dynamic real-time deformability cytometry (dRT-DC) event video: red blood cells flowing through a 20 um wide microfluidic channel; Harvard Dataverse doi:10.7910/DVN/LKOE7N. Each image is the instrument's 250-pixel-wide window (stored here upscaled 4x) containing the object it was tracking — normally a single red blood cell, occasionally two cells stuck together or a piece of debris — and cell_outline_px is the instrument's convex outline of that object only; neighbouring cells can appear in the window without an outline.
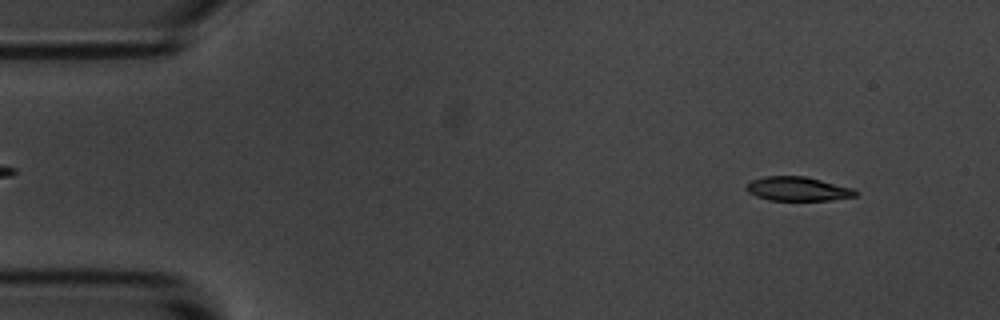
{"species": "common noctule bat (a hibernating species)", "species_latin": "Nyctalus noctula", "temperature_condition": "room temperature", "stored_images_in_passage": 5, "segment_of_instrument_passage": [1, 2], "camera_frame_rate_fps": 3000, "um_per_image_px": 0.085, "animal": {"sex": "male", "body_mass_g": 20.1, "forearm_length_mm": 53.5}, "frame": {"image": 1, "passage_image": 1, "time_ms": 0.0, "image_size_px": [1000, 320], "cell_outline_px": [[860, 192], [856, 196], [832, 200], [768, 200], [756, 196], [748, 192], [744, 188], [752, 180], [764, 176], [804, 176], [852, 188]], "centroid_in_image_um": [67.8, 16.06], "position_along_channel_um": 17.2, "area_um2": 15.26}}
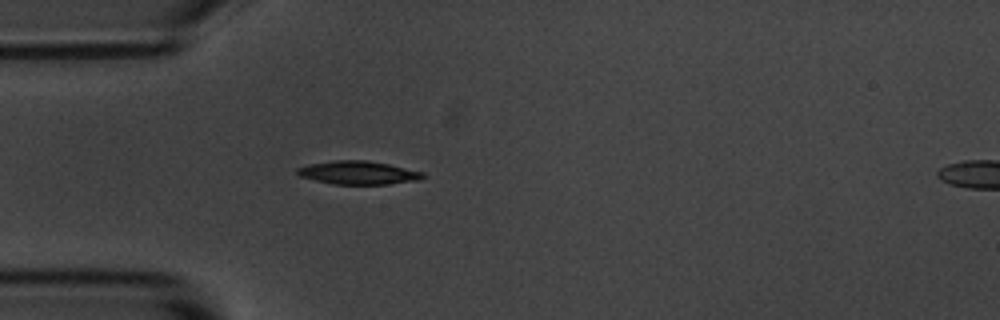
{"frame": {"image": 2, "passage_image": 4, "time_ms": 3.333, "image_size_px": [1000, 320], "cell_outline_px": [[428, 176], [420, 180], [388, 184], [332, 184], [300, 176], [296, 172], [296, 168], [308, 164], [336, 160], [368, 160], [388, 164], [424, 172]], "centroid_in_image_um": [30.49, 14.68], "position_along_channel_um": 54.5, "area_um2": 17.17}}